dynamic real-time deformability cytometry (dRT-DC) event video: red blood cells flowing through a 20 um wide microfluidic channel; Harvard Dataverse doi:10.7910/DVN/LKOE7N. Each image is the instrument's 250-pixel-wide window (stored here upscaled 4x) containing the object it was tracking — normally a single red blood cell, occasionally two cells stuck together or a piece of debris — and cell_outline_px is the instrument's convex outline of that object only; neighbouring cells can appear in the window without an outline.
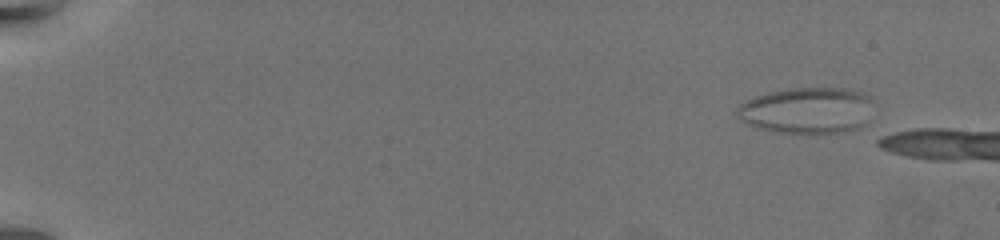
{"species": "common noctule bat (a hibernating species)", "species_latin": "Nyctalus noctula", "temperature_condition": "warm", "stored_images_in_passage": 10, "camera_frame_rate_fps": 3000, "um_per_image_px": 0.085, "animal": {"sex": "female", "body_mass_g": 19.5, "forearm_length_mm": 54.1}, "frame": {"image": 1, "passage_image": 4, "time_ms": 1.0, "image_size_px": [1000, 240], "cell_outline_px": [[860, 96], [848, 128], [836, 132], [792, 132], [768, 128], [752, 124], [744, 120], [740, 108], [740, 104], [748, 100], [772, 92], [796, 88], [840, 88], [852, 92]], "centroid_in_image_um": [68.21, 9.34], "position_along_channel_um": 16.8, "area_um2": 31.04}}